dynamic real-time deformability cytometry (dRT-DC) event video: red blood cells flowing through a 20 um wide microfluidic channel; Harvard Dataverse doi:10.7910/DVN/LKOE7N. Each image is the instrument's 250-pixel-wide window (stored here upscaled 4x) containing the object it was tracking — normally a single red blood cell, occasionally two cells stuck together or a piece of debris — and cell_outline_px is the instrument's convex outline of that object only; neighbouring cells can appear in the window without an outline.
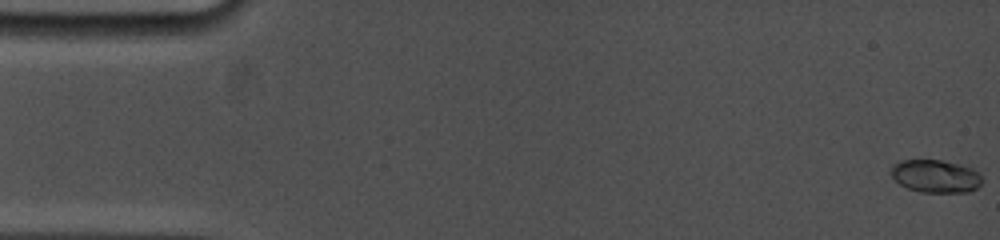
{"species": "common noctule bat (a hibernating species)", "species_latin": "Nyctalus noctula", "temperature_condition": "cold", "stored_images_in_passage": 46, "camera_frame_rate_fps": 5000, "um_per_image_px": 0.085, "animal": {"sex": "female", "body_mass_g": 19.0, "forearm_length_mm": 53.3}, "frame": {"image": 1, "passage_image": 1, "time_ms": 0.0, "image_size_px": [1000, 240], "cell_outline_px": [[984, 180], [976, 188], [968, 192], [920, 192], [908, 188], [900, 184], [888, 172], [892, 164], [900, 160], [940, 160], [960, 164], [972, 168], [980, 172]], "centroid_in_image_um": [79.52, 14.96], "position_along_channel_um": 5.5, "area_um2": 17.69}}
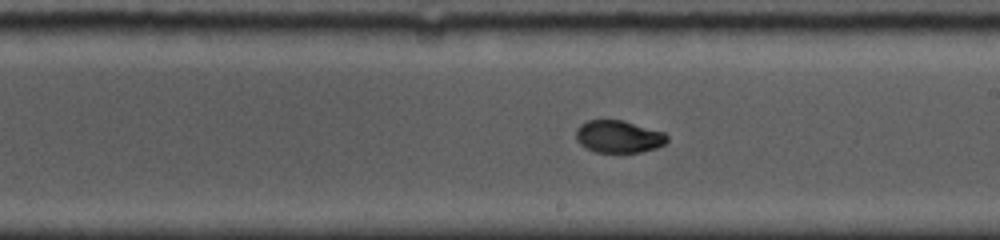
{"frame": {"image": 2, "passage_image": 27, "time_ms": 9.8, "image_size_px": [1000, 240], "cell_outline_px": [[668, 140], [664, 144], [656, 148], [640, 152], [596, 152], [584, 148], [576, 140], [576, 128], [580, 124], [588, 120], [624, 120], [664, 132], [668, 136]], "centroid_in_image_um": [52.56, 11.61], "position_along_channel_um": 236.4, "area_um2": 17.34}}
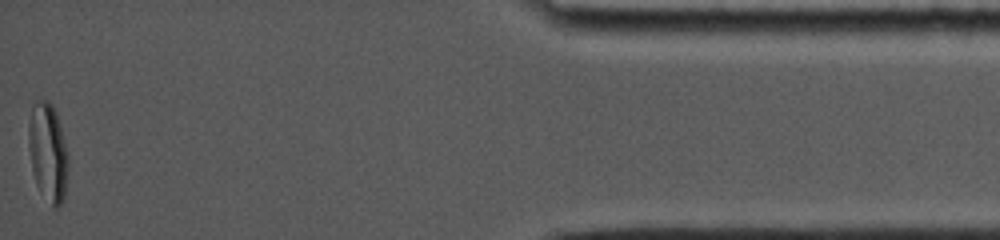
{"frame": {"image": 3, "passage_image": 46, "time_ms": 16.6, "image_size_px": [1000, 240], "cell_outline_px": [[68, 168], [64, 200], [56, 208], [52, 208], [36, 184], [32, 168], [28, 144], [28, 124], [32, 104], [36, 100], [48, 100], [52, 104], [56, 112], [68, 156]], "centroid_in_image_um": [4.06, 12.93], "position_along_channel_um": 431.1, "area_um2": 22.77}, "authors_computed_cell_mechanics": {"area_um2": 17.4556, "velocity_mm_per_s": 3.7897, "shape_relaxation_time_tau1_ms": 6.7828, "shape_relaxation_time_tau2_ms": null, "deformation_change_tau1": 0.1949, "deformation_change_tau2": null}}